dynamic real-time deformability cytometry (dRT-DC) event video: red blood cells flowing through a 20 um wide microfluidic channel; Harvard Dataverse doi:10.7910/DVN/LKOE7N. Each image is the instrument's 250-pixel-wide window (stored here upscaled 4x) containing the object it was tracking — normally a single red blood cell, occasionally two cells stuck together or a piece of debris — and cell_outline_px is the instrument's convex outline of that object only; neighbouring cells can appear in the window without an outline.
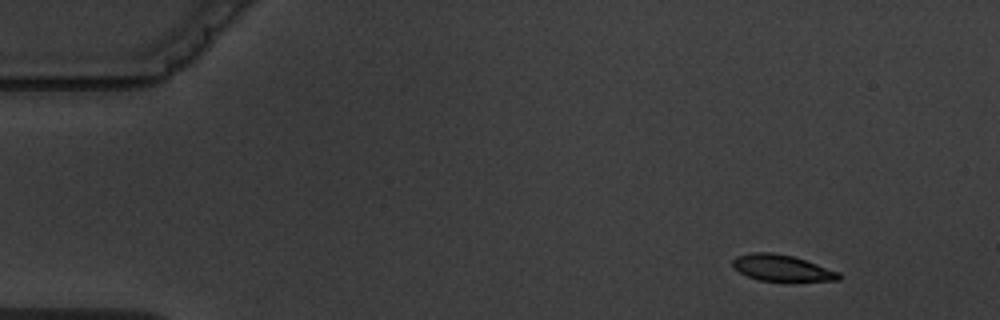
{"species": "common noctule bat (a hibernating species)", "species_latin": "Nyctalus noctula", "temperature_condition": "warm", "stored_images_in_passage": 14, "camera_frame_rate_fps": 3000, "um_per_image_px": 0.085, "animal": {"sex": "male", "body_mass_g": 19.5, "forearm_length_mm": 54.6}, "frame": {"image": 1, "passage_image": 1, "time_ms": 0.0, "image_size_px": [1000, 320], "cell_outline_px": [[840, 280], [760, 280], [748, 276], [732, 268], [732, 260], [736, 256], [752, 252], [772, 252], [792, 256], [840, 272]], "centroid_in_image_um": [66.39, 22.75], "position_along_channel_um": 18.6, "area_um2": 15.9}}
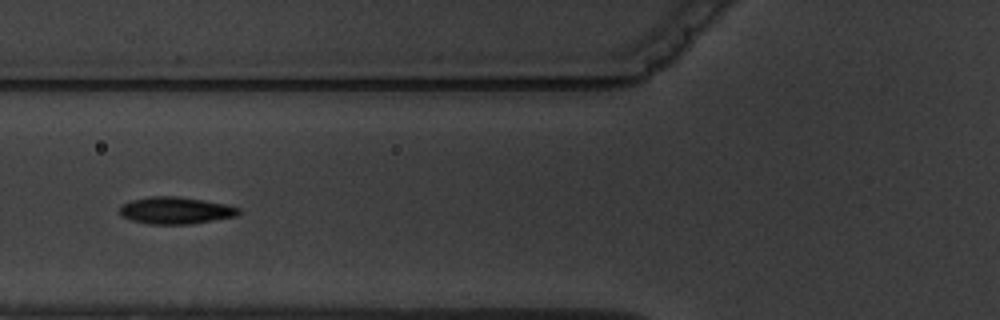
{"frame": {"image": 2, "passage_image": 5, "time_ms": 5.333, "image_size_px": [1000, 320], "cell_outline_px": [[240, 212], [236, 216], [188, 224], [152, 224], [132, 220], [120, 216], [120, 204], [128, 200], [148, 196], [180, 196], [224, 204], [240, 208]], "centroid_in_image_um": [14.86, 17.87], "position_along_channel_um": 110.9, "area_um2": 18.73}}
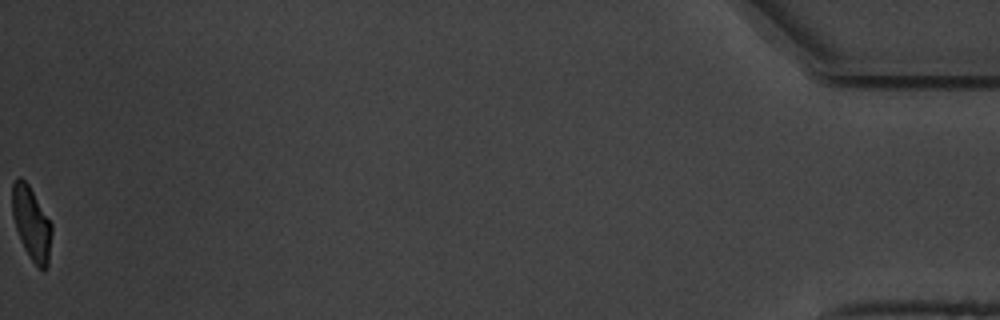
{"frame": {"image": 3, "passage_image": 14, "time_ms": 17.0, "image_size_px": [1000, 320], "cell_outline_px": [[52, 232], [48, 264], [44, 272], [28, 256], [20, 240], [12, 216], [12, 184], [16, 176], [20, 176], [28, 184], [52, 224]], "centroid_in_image_um": [2.66, 18.97], "position_along_channel_um": 432.5, "area_um2": 16.88}, "authors_computed_cell_mechanics": {"area_um2": 18.3515, "velocity_mm_per_s": 3.601, "shape_relaxation_time_tau1_ms": 3.772, "shape_relaxation_time_tau2_ms": 1.1613, "deformation_change_tau1": 0.1732, "deformation_change_tau2": 0.0678}}